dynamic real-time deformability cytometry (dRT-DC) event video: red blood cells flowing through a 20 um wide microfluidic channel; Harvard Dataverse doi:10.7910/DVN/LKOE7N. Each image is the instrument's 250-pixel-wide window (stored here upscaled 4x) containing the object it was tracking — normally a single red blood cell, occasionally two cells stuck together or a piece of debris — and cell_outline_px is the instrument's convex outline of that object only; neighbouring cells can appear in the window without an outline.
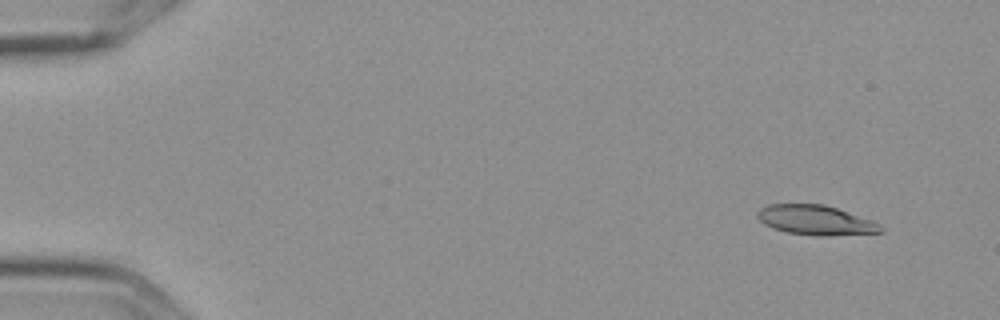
{"species": "Egyptian fruit bat (a non-hibernating species)", "species_latin": "Rousettus aegyptiacus", "temperature_condition": "cold", "stored_images_in_passage": 6, "segment_of_instrument_passage": [1, 2], "camera_frame_rate_fps": 3000, "um_per_image_px": 0.085, "frame": {"image": 1, "passage_image": 2, "time_ms": 0.333, "image_size_px": [1000, 320], "cell_outline_px": [[884, 232], [828, 236], [816, 236], [788, 232], [772, 228], [764, 224], [756, 216], [756, 212], [760, 208], [768, 204], [824, 204], [836, 208], [880, 224]], "centroid_in_image_um": [69.28, 18.71], "position_along_channel_um": 15.7, "area_um2": 21.21}}